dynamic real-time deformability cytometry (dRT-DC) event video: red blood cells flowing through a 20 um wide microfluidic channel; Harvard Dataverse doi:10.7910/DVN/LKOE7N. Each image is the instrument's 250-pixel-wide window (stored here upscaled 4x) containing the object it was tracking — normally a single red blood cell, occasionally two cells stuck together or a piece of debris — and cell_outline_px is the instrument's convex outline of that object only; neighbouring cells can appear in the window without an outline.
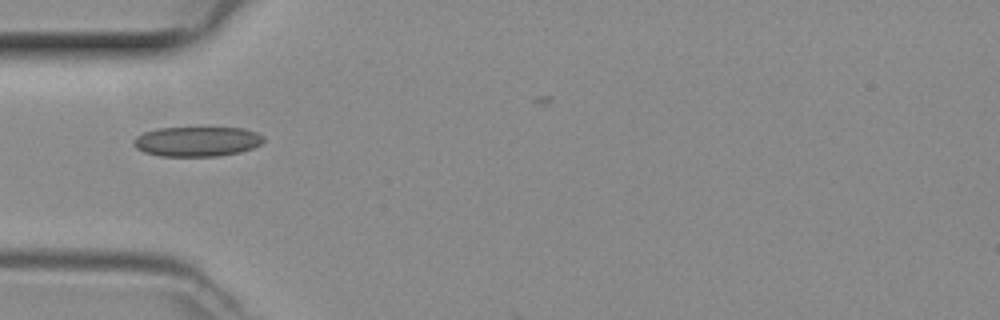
{"species": "common noctule bat (a hibernating species)", "species_latin": "Nyctalus noctula", "temperature_condition": "room temperature", "stored_images_in_passage": 3, "camera_frame_rate_fps": 3000, "um_per_image_px": 0.085, "animal": {"sex": "female", "body_mass_g": 29.2, "forearm_length_mm": 56.3}, "frame": {"image": 1, "passage_image": 1, "time_ms": 0.0, "image_size_px": [1000, 320], "cell_outline_px": [[264, 140], [260, 144], [252, 148], [240, 152], [220, 156], [160, 156], [144, 152], [136, 148], [132, 144], [132, 140], [136, 136], [144, 132], [156, 128], [244, 128], [256, 132], [264, 136]], "centroid_in_image_um": [16.72, 12.02], "position_along_channel_um": 68.3, "area_um2": 22.72}}